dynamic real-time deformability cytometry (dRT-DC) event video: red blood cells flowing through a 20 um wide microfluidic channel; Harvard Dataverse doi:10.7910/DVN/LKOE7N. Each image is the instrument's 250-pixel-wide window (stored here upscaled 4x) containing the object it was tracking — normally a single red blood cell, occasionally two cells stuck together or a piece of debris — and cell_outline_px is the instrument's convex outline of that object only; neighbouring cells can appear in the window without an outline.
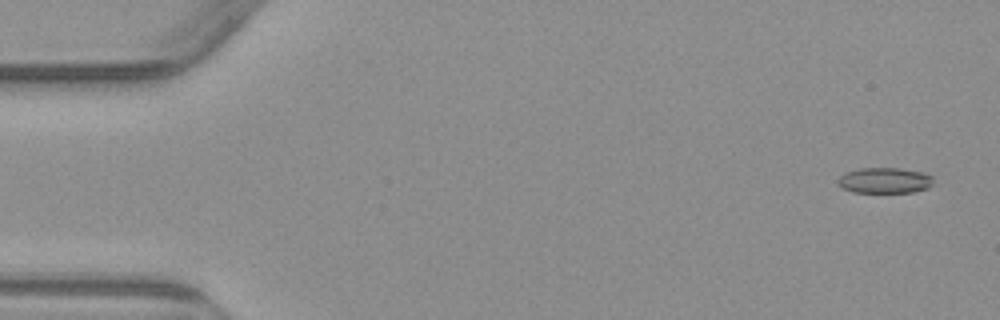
{"species": "common noctule bat (a hibernating species)", "species_latin": "Nyctalus noctula", "temperature_condition": "warm", "stored_images_in_passage": 4, "camera_frame_rate_fps": 3000, "um_per_image_px": 0.085, "animal": {"sex": "male", "body_mass_g": 23.1, "forearm_length_mm": 52.7}, "frame": {"image": 1, "passage_image": 1, "time_ms": 0.0, "image_size_px": [1000, 320], "cell_outline_px": [[932, 184], [928, 188], [912, 192], [852, 192], [836, 184], [836, 180], [844, 172], [860, 168], [900, 168], [924, 172], [932, 176]], "centroid_in_image_um": [75.17, 15.33], "position_along_channel_um": 9.8, "area_um2": 14.39}}
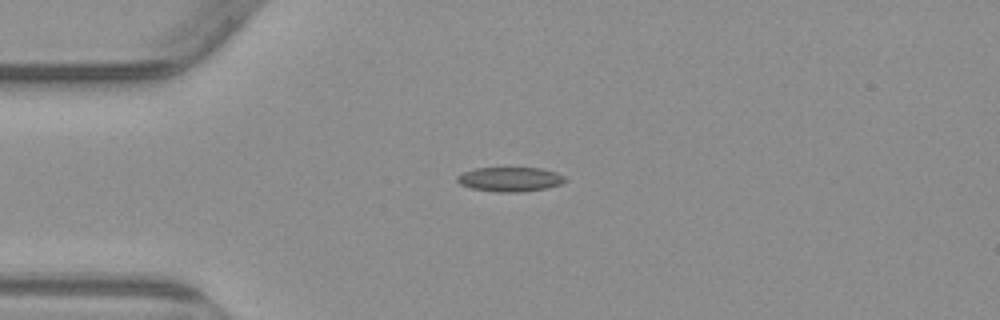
{"frame": {"image": 2, "passage_image": 4, "time_ms": 3.667, "image_size_px": [1000, 320], "cell_outline_px": [[568, 180], [560, 184], [548, 188], [520, 192], [496, 192], [472, 188], [460, 184], [456, 180], [456, 176], [464, 172], [476, 168], [540, 168], [556, 172], [564, 176]], "centroid_in_image_um": [43.37, 15.24], "position_along_channel_um": 41.6, "area_um2": 15.37}}